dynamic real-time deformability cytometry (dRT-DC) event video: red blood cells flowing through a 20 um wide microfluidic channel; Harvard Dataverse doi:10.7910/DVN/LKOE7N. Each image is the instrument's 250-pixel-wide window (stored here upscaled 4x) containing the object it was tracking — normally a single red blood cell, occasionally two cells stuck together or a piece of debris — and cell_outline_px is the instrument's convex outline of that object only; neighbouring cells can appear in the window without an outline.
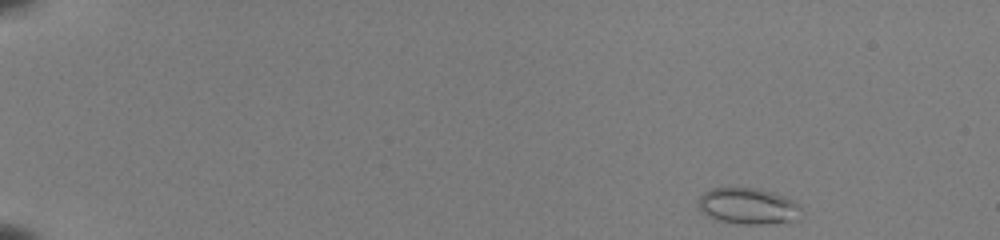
{"species": "common noctule bat (a hibernating species)", "species_latin": "Nyctalus noctula", "temperature_condition": "room temperature", "stored_images_in_passage": 47, "camera_frame_rate_fps": 3000, "um_per_image_px": 0.085, "animal": {"sex": "female", "body_mass_g": 22.0, "forearm_length_mm": 56.7}, "frame": {"image": 1, "passage_image": 1, "time_ms": 0.0, "image_size_px": [1000, 240], "cell_outline_px": [[800, 220], [764, 224], [744, 224], [720, 220], [708, 216], [696, 204], [700, 196], [704, 192], [712, 188], [756, 188], [772, 192], [784, 196], [792, 200], [800, 208]], "centroid_in_image_um": [63.59, 17.52], "position_along_channel_um": 21.4, "area_um2": 21.56}}
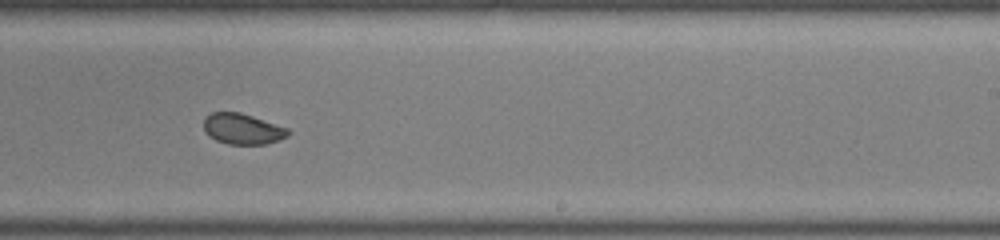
{"frame": {"image": 2, "passage_image": 30, "time_ms": 9.667, "image_size_px": [1000, 240], "cell_outline_px": [[292, 132], [288, 136], [268, 144], [228, 144], [216, 140], [208, 136], [204, 132], [204, 120], [212, 112], [240, 112], [288, 128]], "centroid_in_image_um": [20.63, 10.97], "position_along_channel_um": 268.4, "area_um2": 15.14}}
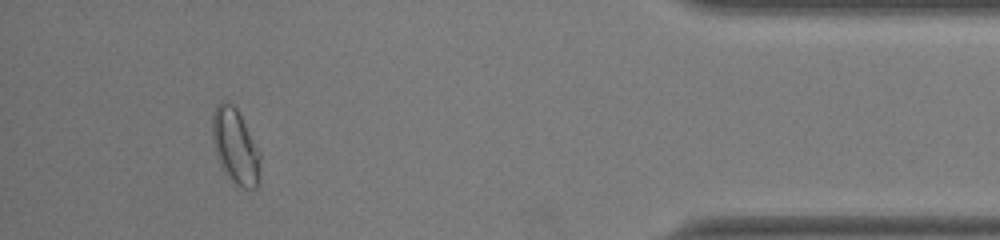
{"frame": {"image": 3, "passage_image": 44, "time_ms": 14.333, "image_size_px": [1000, 240], "cell_outline_px": [[260, 184], [256, 188], [244, 188], [236, 184], [228, 176], [216, 152], [212, 140], [212, 112], [216, 104], [232, 104], [236, 108], [260, 152]], "centroid_in_image_um": [20.03, 12.47], "position_along_channel_um": 415.2, "area_um2": 20.52}}